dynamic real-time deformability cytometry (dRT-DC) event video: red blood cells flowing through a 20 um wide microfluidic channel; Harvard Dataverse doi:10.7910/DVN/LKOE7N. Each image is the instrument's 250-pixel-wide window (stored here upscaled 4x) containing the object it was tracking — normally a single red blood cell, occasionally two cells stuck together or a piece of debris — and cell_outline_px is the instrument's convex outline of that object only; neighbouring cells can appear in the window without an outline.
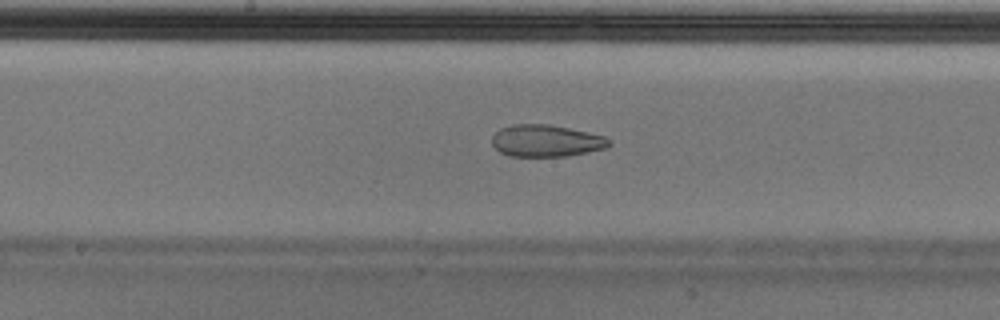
{"species": "Egyptian fruit bat (a non-hibernating species)", "species_latin": "Rousettus aegyptiacus", "temperature_condition": "cold", "stored_images_in_passage": 38, "camera_frame_rate_fps": 3000, "um_per_image_px": 0.085, "animal": {"sex": "male"}, "frame": {"image": 1, "passage_image": 12, "time_ms": 3.667, "image_size_px": [1000, 320], "cell_outline_px": [[612, 144], [608, 148], [568, 156], [508, 156], [500, 152], [492, 144], [492, 136], [500, 128], [512, 124], [548, 124], [588, 132], [604, 136], [612, 140]], "centroid_in_image_um": [46.44, 11.97], "position_along_channel_um": 201.8, "area_um2": 21.96}, "authors_computed_cell_mechanics": {"area_um2": 25.2297, "velocity_mm_per_s": 3.6832, "shape_relaxation_time_tau1_ms": null, "shape_relaxation_time_tau2_ms": 2.0667, "deformation_change_tau1": null, "deformation_change_tau2": 0.0845}}